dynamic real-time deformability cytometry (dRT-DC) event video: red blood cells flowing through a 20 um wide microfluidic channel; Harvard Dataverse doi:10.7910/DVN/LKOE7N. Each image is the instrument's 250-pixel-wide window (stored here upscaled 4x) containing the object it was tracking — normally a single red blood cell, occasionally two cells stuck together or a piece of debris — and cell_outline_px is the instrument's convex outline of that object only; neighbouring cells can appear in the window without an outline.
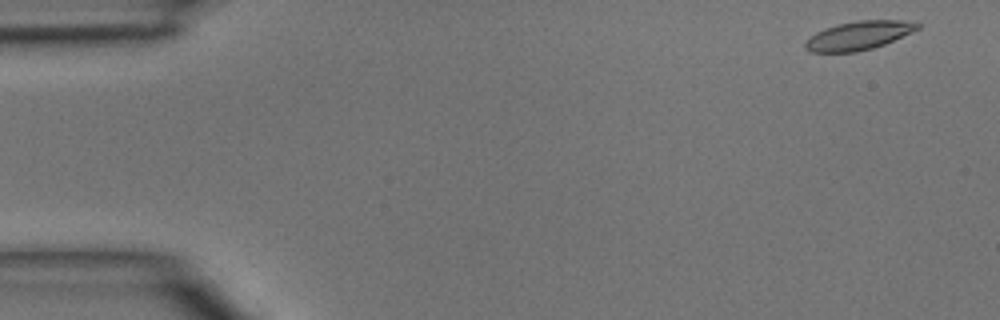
{"species": "common noctule bat (a hibernating species)", "species_latin": "Nyctalus noctula", "temperature_condition": "room temperature", "stored_images_in_passage": 44, "camera_frame_rate_fps": 3000, "um_per_image_px": 0.085, "animal": {"sex": "male", "body_mass_g": 15.6}, "frame": {"image": 1, "passage_image": 1, "time_ms": 0.0, "image_size_px": [1000, 320], "cell_outline_px": [[920, 28], [912, 32], [884, 44], [872, 48], [856, 52], [812, 52], [804, 48], [804, 44], [816, 32], [824, 28], [836, 24], [860, 20], [900, 20], [920, 24]], "centroid_in_image_um": [72.97, 3.02], "position_along_channel_um": 12.0, "area_um2": 18.55}}
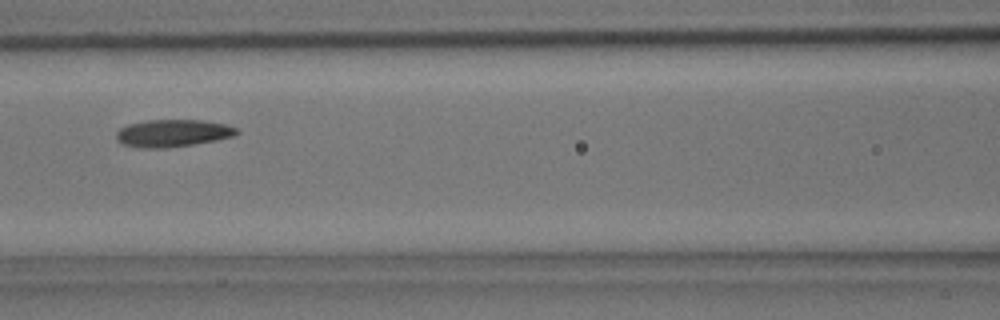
{"frame": {"image": 2, "passage_image": 19, "time_ms": 6.0, "image_size_px": [1000, 320], "cell_outline_px": [[240, 132], [232, 136], [216, 140], [168, 148], [140, 148], [124, 144], [116, 140], [116, 132], [120, 128], [128, 124], [148, 120], [204, 120], [228, 124], [236, 128]], "centroid_in_image_um": [14.68, 11.31], "position_along_channel_um": 151.9, "area_um2": 19.25}}
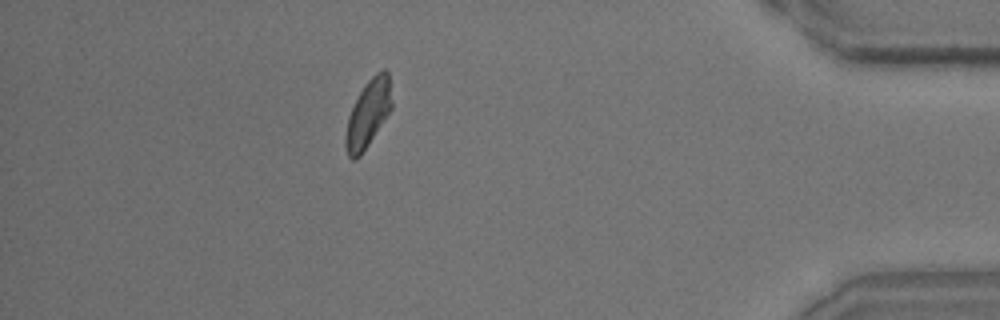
{"frame": {"image": 3, "passage_image": 40, "time_ms": 13.0, "image_size_px": [1000, 320], "cell_outline_px": [[392, 108], [360, 156], [356, 160], [352, 160], [348, 156], [344, 144], [344, 136], [348, 116], [364, 84], [376, 72], [384, 68], [388, 72], [392, 104]], "centroid_in_image_um": [31.27, 9.66], "position_along_channel_um": 403.9, "area_um2": 18.03}}